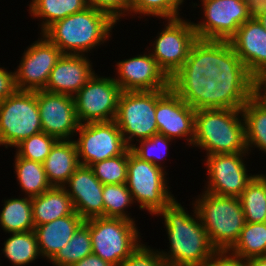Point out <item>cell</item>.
<instances>
[{
	"mask_svg": "<svg viewBox=\"0 0 266 266\" xmlns=\"http://www.w3.org/2000/svg\"><path fill=\"white\" fill-rule=\"evenodd\" d=\"M194 211L199 222L174 199L158 213L164 217L170 242V255L160 252L168 266H201L217 251Z\"/></svg>",
	"mask_w": 266,
	"mask_h": 266,
	"instance_id": "obj_1",
	"label": "cell"
},
{
	"mask_svg": "<svg viewBox=\"0 0 266 266\" xmlns=\"http://www.w3.org/2000/svg\"><path fill=\"white\" fill-rule=\"evenodd\" d=\"M174 75H205L220 84H255L229 41L197 39Z\"/></svg>",
	"mask_w": 266,
	"mask_h": 266,
	"instance_id": "obj_2",
	"label": "cell"
},
{
	"mask_svg": "<svg viewBox=\"0 0 266 266\" xmlns=\"http://www.w3.org/2000/svg\"><path fill=\"white\" fill-rule=\"evenodd\" d=\"M116 23L107 13L88 6L54 22L42 35L63 54L82 55V52H88L101 41L104 42Z\"/></svg>",
	"mask_w": 266,
	"mask_h": 266,
	"instance_id": "obj_3",
	"label": "cell"
},
{
	"mask_svg": "<svg viewBox=\"0 0 266 266\" xmlns=\"http://www.w3.org/2000/svg\"><path fill=\"white\" fill-rule=\"evenodd\" d=\"M170 88L194 110L242 109L255 84H220L205 75H173Z\"/></svg>",
	"mask_w": 266,
	"mask_h": 266,
	"instance_id": "obj_4",
	"label": "cell"
},
{
	"mask_svg": "<svg viewBox=\"0 0 266 266\" xmlns=\"http://www.w3.org/2000/svg\"><path fill=\"white\" fill-rule=\"evenodd\" d=\"M241 109H201L195 112L192 144L213 154L248 152Z\"/></svg>",
	"mask_w": 266,
	"mask_h": 266,
	"instance_id": "obj_5",
	"label": "cell"
},
{
	"mask_svg": "<svg viewBox=\"0 0 266 266\" xmlns=\"http://www.w3.org/2000/svg\"><path fill=\"white\" fill-rule=\"evenodd\" d=\"M194 205L212 245L217 250H229L245 225L240 198L205 191Z\"/></svg>",
	"mask_w": 266,
	"mask_h": 266,
	"instance_id": "obj_6",
	"label": "cell"
},
{
	"mask_svg": "<svg viewBox=\"0 0 266 266\" xmlns=\"http://www.w3.org/2000/svg\"><path fill=\"white\" fill-rule=\"evenodd\" d=\"M84 221L90 227L92 254L113 266H118L139 246L135 221L113 217H93Z\"/></svg>",
	"mask_w": 266,
	"mask_h": 266,
	"instance_id": "obj_7",
	"label": "cell"
},
{
	"mask_svg": "<svg viewBox=\"0 0 266 266\" xmlns=\"http://www.w3.org/2000/svg\"><path fill=\"white\" fill-rule=\"evenodd\" d=\"M41 131L36 91L17 90L0 101V145L16 147Z\"/></svg>",
	"mask_w": 266,
	"mask_h": 266,
	"instance_id": "obj_8",
	"label": "cell"
},
{
	"mask_svg": "<svg viewBox=\"0 0 266 266\" xmlns=\"http://www.w3.org/2000/svg\"><path fill=\"white\" fill-rule=\"evenodd\" d=\"M164 175L163 167L142 160L128 148L127 188L140 208L151 214H158L175 199L166 187Z\"/></svg>",
	"mask_w": 266,
	"mask_h": 266,
	"instance_id": "obj_9",
	"label": "cell"
},
{
	"mask_svg": "<svg viewBox=\"0 0 266 266\" xmlns=\"http://www.w3.org/2000/svg\"><path fill=\"white\" fill-rule=\"evenodd\" d=\"M156 103L157 90L121 92L115 121L129 148L133 145L130 141L134 136L143 140L158 134Z\"/></svg>",
	"mask_w": 266,
	"mask_h": 266,
	"instance_id": "obj_10",
	"label": "cell"
},
{
	"mask_svg": "<svg viewBox=\"0 0 266 266\" xmlns=\"http://www.w3.org/2000/svg\"><path fill=\"white\" fill-rule=\"evenodd\" d=\"M121 92L113 78H99L94 74L73 96L79 123L115 120Z\"/></svg>",
	"mask_w": 266,
	"mask_h": 266,
	"instance_id": "obj_11",
	"label": "cell"
},
{
	"mask_svg": "<svg viewBox=\"0 0 266 266\" xmlns=\"http://www.w3.org/2000/svg\"><path fill=\"white\" fill-rule=\"evenodd\" d=\"M77 131L80 135L74 142L79 163L83 166L90 167L96 162L122 155L129 148L115 120L82 123Z\"/></svg>",
	"mask_w": 266,
	"mask_h": 266,
	"instance_id": "obj_12",
	"label": "cell"
},
{
	"mask_svg": "<svg viewBox=\"0 0 266 266\" xmlns=\"http://www.w3.org/2000/svg\"><path fill=\"white\" fill-rule=\"evenodd\" d=\"M206 21L193 23L197 39L229 41L250 19L243 0H202Z\"/></svg>",
	"mask_w": 266,
	"mask_h": 266,
	"instance_id": "obj_13",
	"label": "cell"
},
{
	"mask_svg": "<svg viewBox=\"0 0 266 266\" xmlns=\"http://www.w3.org/2000/svg\"><path fill=\"white\" fill-rule=\"evenodd\" d=\"M197 40L193 23L181 18L169 19L166 28L155 40L152 57L171 78L185 63L193 43Z\"/></svg>",
	"mask_w": 266,
	"mask_h": 266,
	"instance_id": "obj_14",
	"label": "cell"
},
{
	"mask_svg": "<svg viewBox=\"0 0 266 266\" xmlns=\"http://www.w3.org/2000/svg\"><path fill=\"white\" fill-rule=\"evenodd\" d=\"M32 44L23 55L19 69L15 72L18 90H43L50 72L63 53L45 36Z\"/></svg>",
	"mask_w": 266,
	"mask_h": 266,
	"instance_id": "obj_15",
	"label": "cell"
},
{
	"mask_svg": "<svg viewBox=\"0 0 266 266\" xmlns=\"http://www.w3.org/2000/svg\"><path fill=\"white\" fill-rule=\"evenodd\" d=\"M223 153L207 156L209 184L206 192L219 196L240 197L255 175L248 176L242 154Z\"/></svg>",
	"mask_w": 266,
	"mask_h": 266,
	"instance_id": "obj_16",
	"label": "cell"
},
{
	"mask_svg": "<svg viewBox=\"0 0 266 266\" xmlns=\"http://www.w3.org/2000/svg\"><path fill=\"white\" fill-rule=\"evenodd\" d=\"M42 131L58 140H68L80 125L74 97L67 94L36 91Z\"/></svg>",
	"mask_w": 266,
	"mask_h": 266,
	"instance_id": "obj_17",
	"label": "cell"
},
{
	"mask_svg": "<svg viewBox=\"0 0 266 266\" xmlns=\"http://www.w3.org/2000/svg\"><path fill=\"white\" fill-rule=\"evenodd\" d=\"M195 112L171 88L157 90L155 120L158 133L170 139L187 137L192 145L194 139Z\"/></svg>",
	"mask_w": 266,
	"mask_h": 266,
	"instance_id": "obj_18",
	"label": "cell"
},
{
	"mask_svg": "<svg viewBox=\"0 0 266 266\" xmlns=\"http://www.w3.org/2000/svg\"><path fill=\"white\" fill-rule=\"evenodd\" d=\"M119 78L114 81L122 91H154L170 88V78L149 55H139L117 63Z\"/></svg>",
	"mask_w": 266,
	"mask_h": 266,
	"instance_id": "obj_19",
	"label": "cell"
},
{
	"mask_svg": "<svg viewBox=\"0 0 266 266\" xmlns=\"http://www.w3.org/2000/svg\"><path fill=\"white\" fill-rule=\"evenodd\" d=\"M63 186L70 196L74 210L84 219L104 217L103 184L88 166L80 165Z\"/></svg>",
	"mask_w": 266,
	"mask_h": 266,
	"instance_id": "obj_20",
	"label": "cell"
},
{
	"mask_svg": "<svg viewBox=\"0 0 266 266\" xmlns=\"http://www.w3.org/2000/svg\"><path fill=\"white\" fill-rule=\"evenodd\" d=\"M229 42L255 79L266 74V30L257 19L242 24Z\"/></svg>",
	"mask_w": 266,
	"mask_h": 266,
	"instance_id": "obj_21",
	"label": "cell"
},
{
	"mask_svg": "<svg viewBox=\"0 0 266 266\" xmlns=\"http://www.w3.org/2000/svg\"><path fill=\"white\" fill-rule=\"evenodd\" d=\"M84 55L63 54L50 72L43 90L74 96L95 74Z\"/></svg>",
	"mask_w": 266,
	"mask_h": 266,
	"instance_id": "obj_22",
	"label": "cell"
},
{
	"mask_svg": "<svg viewBox=\"0 0 266 266\" xmlns=\"http://www.w3.org/2000/svg\"><path fill=\"white\" fill-rule=\"evenodd\" d=\"M84 219L74 211L72 214L34 227L41 256L52 259L71 240Z\"/></svg>",
	"mask_w": 266,
	"mask_h": 266,
	"instance_id": "obj_23",
	"label": "cell"
},
{
	"mask_svg": "<svg viewBox=\"0 0 266 266\" xmlns=\"http://www.w3.org/2000/svg\"><path fill=\"white\" fill-rule=\"evenodd\" d=\"M47 180L52 186L63 187L80 166L74 141L58 140L42 163Z\"/></svg>",
	"mask_w": 266,
	"mask_h": 266,
	"instance_id": "obj_24",
	"label": "cell"
},
{
	"mask_svg": "<svg viewBox=\"0 0 266 266\" xmlns=\"http://www.w3.org/2000/svg\"><path fill=\"white\" fill-rule=\"evenodd\" d=\"M74 211L72 200L64 187L52 186L39 196L32 197L35 227L70 215Z\"/></svg>",
	"mask_w": 266,
	"mask_h": 266,
	"instance_id": "obj_25",
	"label": "cell"
},
{
	"mask_svg": "<svg viewBox=\"0 0 266 266\" xmlns=\"http://www.w3.org/2000/svg\"><path fill=\"white\" fill-rule=\"evenodd\" d=\"M241 110L247 149L253 144L266 153V104L254 94Z\"/></svg>",
	"mask_w": 266,
	"mask_h": 266,
	"instance_id": "obj_26",
	"label": "cell"
},
{
	"mask_svg": "<svg viewBox=\"0 0 266 266\" xmlns=\"http://www.w3.org/2000/svg\"><path fill=\"white\" fill-rule=\"evenodd\" d=\"M0 214V224L8 233H21L34 230L32 198L6 200Z\"/></svg>",
	"mask_w": 266,
	"mask_h": 266,
	"instance_id": "obj_27",
	"label": "cell"
},
{
	"mask_svg": "<svg viewBox=\"0 0 266 266\" xmlns=\"http://www.w3.org/2000/svg\"><path fill=\"white\" fill-rule=\"evenodd\" d=\"M239 198L245 222L264 223L266 218V175H255Z\"/></svg>",
	"mask_w": 266,
	"mask_h": 266,
	"instance_id": "obj_28",
	"label": "cell"
},
{
	"mask_svg": "<svg viewBox=\"0 0 266 266\" xmlns=\"http://www.w3.org/2000/svg\"><path fill=\"white\" fill-rule=\"evenodd\" d=\"M86 7V0H32L30 12L35 17L45 18L41 27L43 33L54 22L83 11Z\"/></svg>",
	"mask_w": 266,
	"mask_h": 266,
	"instance_id": "obj_29",
	"label": "cell"
},
{
	"mask_svg": "<svg viewBox=\"0 0 266 266\" xmlns=\"http://www.w3.org/2000/svg\"><path fill=\"white\" fill-rule=\"evenodd\" d=\"M15 158L16 175L28 197L39 196L52 187L42 163L19 157L17 154Z\"/></svg>",
	"mask_w": 266,
	"mask_h": 266,
	"instance_id": "obj_30",
	"label": "cell"
},
{
	"mask_svg": "<svg viewBox=\"0 0 266 266\" xmlns=\"http://www.w3.org/2000/svg\"><path fill=\"white\" fill-rule=\"evenodd\" d=\"M232 253L248 259L266 256V224L245 222L236 243L229 249Z\"/></svg>",
	"mask_w": 266,
	"mask_h": 266,
	"instance_id": "obj_31",
	"label": "cell"
},
{
	"mask_svg": "<svg viewBox=\"0 0 266 266\" xmlns=\"http://www.w3.org/2000/svg\"><path fill=\"white\" fill-rule=\"evenodd\" d=\"M92 254L90 227L84 221L74 232L71 240L50 260L56 266H72Z\"/></svg>",
	"mask_w": 266,
	"mask_h": 266,
	"instance_id": "obj_32",
	"label": "cell"
},
{
	"mask_svg": "<svg viewBox=\"0 0 266 266\" xmlns=\"http://www.w3.org/2000/svg\"><path fill=\"white\" fill-rule=\"evenodd\" d=\"M3 253L15 266L32 262L40 254L34 230L12 233L4 242Z\"/></svg>",
	"mask_w": 266,
	"mask_h": 266,
	"instance_id": "obj_33",
	"label": "cell"
},
{
	"mask_svg": "<svg viewBox=\"0 0 266 266\" xmlns=\"http://www.w3.org/2000/svg\"><path fill=\"white\" fill-rule=\"evenodd\" d=\"M104 217L132 220L124 209L133 202L132 194L125 184H106L102 192Z\"/></svg>",
	"mask_w": 266,
	"mask_h": 266,
	"instance_id": "obj_34",
	"label": "cell"
},
{
	"mask_svg": "<svg viewBox=\"0 0 266 266\" xmlns=\"http://www.w3.org/2000/svg\"><path fill=\"white\" fill-rule=\"evenodd\" d=\"M128 149L119 156L96 162L90 166L103 184H125L127 181Z\"/></svg>",
	"mask_w": 266,
	"mask_h": 266,
	"instance_id": "obj_35",
	"label": "cell"
},
{
	"mask_svg": "<svg viewBox=\"0 0 266 266\" xmlns=\"http://www.w3.org/2000/svg\"><path fill=\"white\" fill-rule=\"evenodd\" d=\"M58 141L54 136L41 131L20 142L16 148L19 157L43 163L54 144Z\"/></svg>",
	"mask_w": 266,
	"mask_h": 266,
	"instance_id": "obj_36",
	"label": "cell"
},
{
	"mask_svg": "<svg viewBox=\"0 0 266 266\" xmlns=\"http://www.w3.org/2000/svg\"><path fill=\"white\" fill-rule=\"evenodd\" d=\"M183 0H130V11L161 18H178V7Z\"/></svg>",
	"mask_w": 266,
	"mask_h": 266,
	"instance_id": "obj_37",
	"label": "cell"
},
{
	"mask_svg": "<svg viewBox=\"0 0 266 266\" xmlns=\"http://www.w3.org/2000/svg\"><path fill=\"white\" fill-rule=\"evenodd\" d=\"M170 141H171L170 138L158 133L148 139L140 140L139 141L141 143L140 146L137 147L135 145H132L130 147V150L142 160L151 162L156 166L162 167L161 164H158L159 162L157 161L163 160L162 149L163 151L168 150V143ZM159 151L162 153H159ZM157 154H161V156Z\"/></svg>",
	"mask_w": 266,
	"mask_h": 266,
	"instance_id": "obj_38",
	"label": "cell"
},
{
	"mask_svg": "<svg viewBox=\"0 0 266 266\" xmlns=\"http://www.w3.org/2000/svg\"><path fill=\"white\" fill-rule=\"evenodd\" d=\"M143 246H139L118 266H168L163 260L160 252Z\"/></svg>",
	"mask_w": 266,
	"mask_h": 266,
	"instance_id": "obj_39",
	"label": "cell"
},
{
	"mask_svg": "<svg viewBox=\"0 0 266 266\" xmlns=\"http://www.w3.org/2000/svg\"><path fill=\"white\" fill-rule=\"evenodd\" d=\"M87 6L101 10L115 21L122 16V11H130V0H86Z\"/></svg>",
	"mask_w": 266,
	"mask_h": 266,
	"instance_id": "obj_40",
	"label": "cell"
},
{
	"mask_svg": "<svg viewBox=\"0 0 266 266\" xmlns=\"http://www.w3.org/2000/svg\"><path fill=\"white\" fill-rule=\"evenodd\" d=\"M228 253L229 250H217L201 266H247V259Z\"/></svg>",
	"mask_w": 266,
	"mask_h": 266,
	"instance_id": "obj_41",
	"label": "cell"
},
{
	"mask_svg": "<svg viewBox=\"0 0 266 266\" xmlns=\"http://www.w3.org/2000/svg\"><path fill=\"white\" fill-rule=\"evenodd\" d=\"M17 90L15 72H8L0 68V101L10 97Z\"/></svg>",
	"mask_w": 266,
	"mask_h": 266,
	"instance_id": "obj_42",
	"label": "cell"
},
{
	"mask_svg": "<svg viewBox=\"0 0 266 266\" xmlns=\"http://www.w3.org/2000/svg\"><path fill=\"white\" fill-rule=\"evenodd\" d=\"M250 19H256L266 12V0H243Z\"/></svg>",
	"mask_w": 266,
	"mask_h": 266,
	"instance_id": "obj_43",
	"label": "cell"
},
{
	"mask_svg": "<svg viewBox=\"0 0 266 266\" xmlns=\"http://www.w3.org/2000/svg\"><path fill=\"white\" fill-rule=\"evenodd\" d=\"M72 266H113L95 254L88 255Z\"/></svg>",
	"mask_w": 266,
	"mask_h": 266,
	"instance_id": "obj_44",
	"label": "cell"
},
{
	"mask_svg": "<svg viewBox=\"0 0 266 266\" xmlns=\"http://www.w3.org/2000/svg\"><path fill=\"white\" fill-rule=\"evenodd\" d=\"M263 89L264 93H261ZM255 95L266 104V74L255 79Z\"/></svg>",
	"mask_w": 266,
	"mask_h": 266,
	"instance_id": "obj_45",
	"label": "cell"
},
{
	"mask_svg": "<svg viewBox=\"0 0 266 266\" xmlns=\"http://www.w3.org/2000/svg\"><path fill=\"white\" fill-rule=\"evenodd\" d=\"M247 266H266V256L248 258Z\"/></svg>",
	"mask_w": 266,
	"mask_h": 266,
	"instance_id": "obj_46",
	"label": "cell"
},
{
	"mask_svg": "<svg viewBox=\"0 0 266 266\" xmlns=\"http://www.w3.org/2000/svg\"><path fill=\"white\" fill-rule=\"evenodd\" d=\"M259 23L264 27V29L266 30V12L262 15H260L258 18H256Z\"/></svg>",
	"mask_w": 266,
	"mask_h": 266,
	"instance_id": "obj_47",
	"label": "cell"
}]
</instances>
